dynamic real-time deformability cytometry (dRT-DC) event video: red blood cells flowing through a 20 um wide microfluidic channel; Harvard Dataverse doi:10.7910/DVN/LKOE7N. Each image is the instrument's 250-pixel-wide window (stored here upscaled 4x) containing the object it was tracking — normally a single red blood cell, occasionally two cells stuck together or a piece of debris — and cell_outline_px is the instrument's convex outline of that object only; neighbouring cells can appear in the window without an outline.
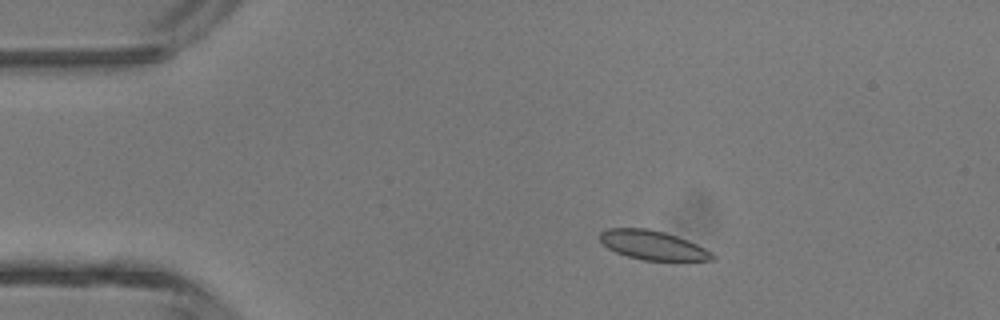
{"species": "common noctule bat (a hibernating species)", "species_latin": "Nyctalus noctula", "temperature_condition": "room temperature", "stored_images_in_passage": 4, "camera_frame_rate_fps": 3000, "um_per_image_px": 0.085, "animal": {"sex": "male", "body_mass_g": 13.3}, "frame": {"image": 1, "passage_image": 2, "time_ms": 1.0, "image_size_px": [1000, 320], "cell_outline_px": [[716, 260], [644, 260], [628, 256], [616, 252], [608, 248], [600, 240], [600, 232], [608, 228], [648, 228], [664, 232], [688, 240], [712, 252], [716, 256]], "centroid_in_image_um": [55.49, 20.83], "position_along_channel_um": 29.5, "area_um2": 18.96}}
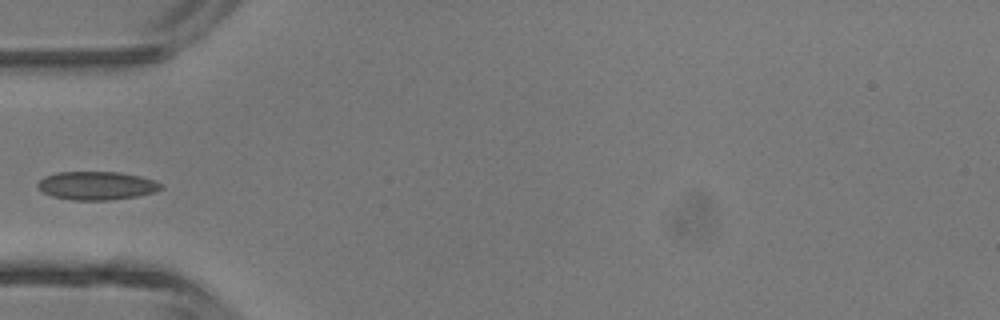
{"frame": {"image": 2, "passage_image": 4, "time_ms": 3.333, "image_size_px": [1000, 320], "cell_outline_px": [[164, 188], [156, 192], [136, 196], [112, 200], [72, 200], [52, 196], [44, 192], [36, 184], [44, 176], [56, 172], [120, 172], [140, 176], [156, 180]], "centroid_in_image_um": [8.24, 15.77], "position_along_channel_um": 76.8, "area_um2": 20.46}}